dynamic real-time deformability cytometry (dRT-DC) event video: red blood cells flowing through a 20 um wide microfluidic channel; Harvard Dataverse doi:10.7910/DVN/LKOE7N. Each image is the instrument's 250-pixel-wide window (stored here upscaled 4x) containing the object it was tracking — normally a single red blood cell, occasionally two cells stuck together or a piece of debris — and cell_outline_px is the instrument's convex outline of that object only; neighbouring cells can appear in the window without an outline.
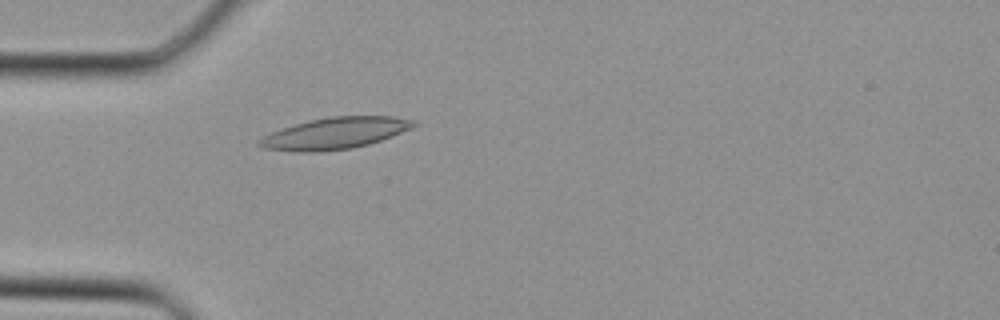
{"species": "Egyptian fruit bat (a non-hibernating species)", "species_latin": "Rousettus aegyptiacus", "temperature_condition": "cold", "stored_images_in_passage": 29, "camera_frame_rate_fps": 3000, "um_per_image_px": 0.085, "animal": {"sex": "female"}, "frame": {"image": 1, "passage_image": 3, "time_ms": 0.667, "image_size_px": [1000, 320], "cell_outline_px": [[420, 124], [412, 128], [392, 136], [368, 144], [352, 148], [320, 152], [292, 152], [264, 148], [256, 144], [256, 140], [272, 132], [308, 120], [332, 116], [392, 116], [416, 120]], "centroid_in_image_um": [28.48, 11.33], "position_along_channel_um": 56.5, "area_um2": 28.5}}
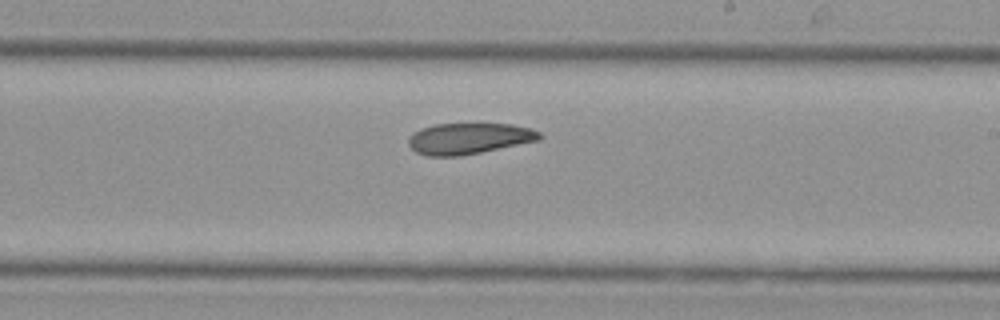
{"frame": {"image": 2, "passage_image": 14, "time_ms": 4.333, "image_size_px": [1000, 320], "cell_outline_px": [[544, 136], [540, 140], [460, 156], [428, 156], [416, 152], [408, 144], [408, 136], [412, 132], [420, 128], [436, 124], [512, 124], [532, 128], [540, 132]], "centroid_in_image_um": [39.85, 11.76], "position_along_channel_um": 249.1, "area_um2": 23.87}}
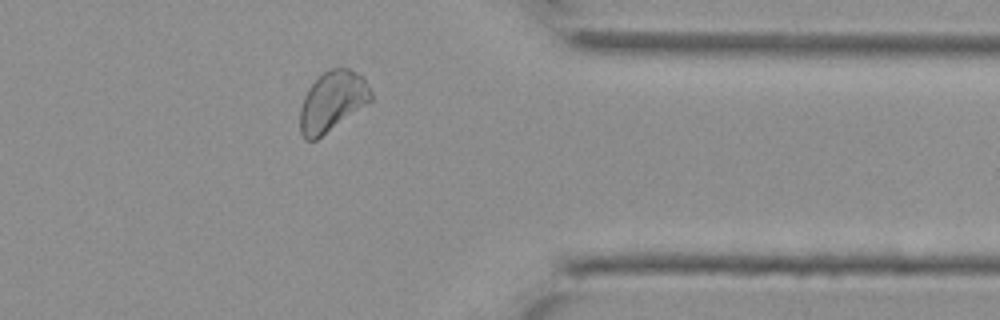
{"frame": {"image": 3, "passage_image": 22, "time_ms": 7.0, "image_size_px": [1000, 320], "cell_outline_px": [[372, 100], [316, 140], [304, 140], [300, 132], [300, 108], [304, 96], [308, 88], [328, 68], [348, 68], [364, 76], [372, 92]], "centroid_in_image_um": [28.24, 8.6], "position_along_channel_um": 383.2, "area_um2": 24.74}}